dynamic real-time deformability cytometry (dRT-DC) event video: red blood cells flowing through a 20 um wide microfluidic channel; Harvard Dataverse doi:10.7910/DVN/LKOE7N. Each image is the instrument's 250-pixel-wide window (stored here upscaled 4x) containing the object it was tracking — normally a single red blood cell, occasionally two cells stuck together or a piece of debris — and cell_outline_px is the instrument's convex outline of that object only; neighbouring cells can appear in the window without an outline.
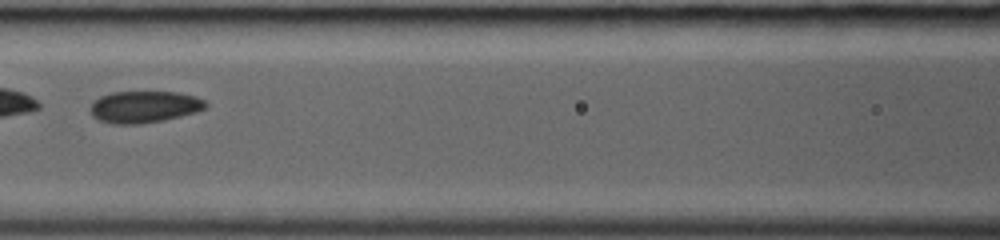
{"species": "common noctule bat (a hibernating species)", "species_latin": "Nyctalus noctula", "temperature_condition": "room temperature", "stored_images_in_passage": 28, "camera_frame_rate_fps": 3000, "um_per_image_px": 0.085, "animal": {"sex": "female", "body_mass_g": 19.0, "forearm_length_mm": 53.3}, "frame": {"image": 1, "passage_image": 9, "time_ms": 2.667, "image_size_px": [1000, 240], "cell_outline_px": [[208, 104], [204, 108], [196, 112], [164, 120], [140, 124], [112, 124], [100, 120], [92, 116], [88, 108], [92, 100], [100, 96], [112, 92], [176, 92], [196, 96], [204, 100]], "centroid_in_image_um": [12.21, 9.08], "position_along_channel_um": 154.4, "area_um2": 21.56}}
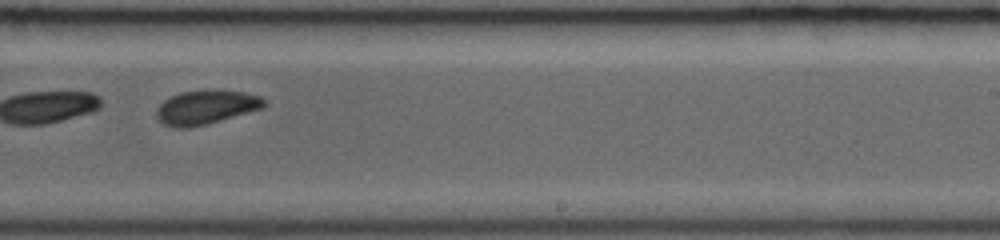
{"frame": {"image": 2, "passage_image": 16, "time_ms": 5.0, "image_size_px": [1000, 240], "cell_outline_px": [[268, 104], [264, 108], [208, 124], [188, 128], [172, 128], [164, 124], [156, 116], [156, 108], [164, 100], [180, 92], [208, 88], [244, 92], [260, 96], [268, 100]], "centroid_in_image_um": [17.55, 9.1], "position_along_channel_um": 271.5, "area_um2": 21.96}}